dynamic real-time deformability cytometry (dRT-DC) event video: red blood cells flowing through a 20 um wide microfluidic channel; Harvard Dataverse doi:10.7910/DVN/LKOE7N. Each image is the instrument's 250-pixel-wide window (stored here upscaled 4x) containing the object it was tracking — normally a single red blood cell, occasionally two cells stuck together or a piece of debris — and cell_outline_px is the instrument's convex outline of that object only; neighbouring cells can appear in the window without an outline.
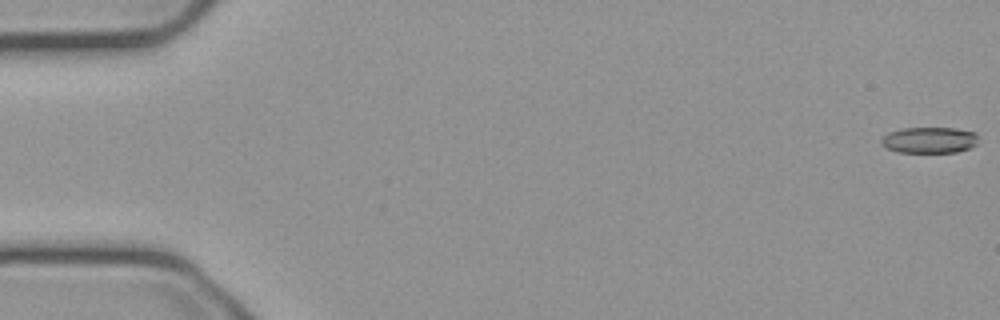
{"species": "common noctule bat (a hibernating species)", "species_latin": "Nyctalus noctula", "temperature_condition": "cold", "stored_images_in_passage": 55, "camera_frame_rate_fps": 3000, "um_per_image_px": 0.085, "animal": {"sex": "male", "body_mass_g": 23.1, "forearm_length_mm": 52.7}, "frame": {"image": 1, "passage_image": 1, "time_ms": 0.0, "image_size_px": [1000, 320], "cell_outline_px": [[976, 144], [968, 148], [956, 152], [896, 152], [880, 144], [880, 140], [888, 132], [900, 128], [956, 128], [976, 132]], "centroid_in_image_um": [78.96, 11.9], "position_along_channel_um": 6.0, "area_um2": 14.74}}
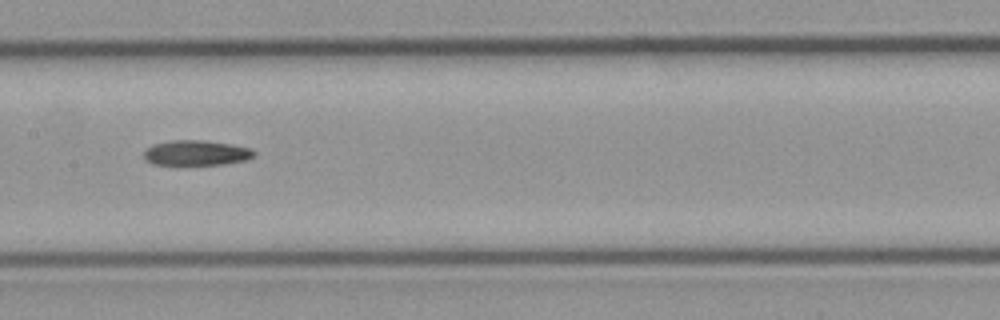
{"frame": {"image": 2, "passage_image": 28, "time_ms": 9.0, "image_size_px": [1000, 320], "cell_outline_px": [[256, 156], [244, 160], [224, 164], [152, 164], [144, 160], [144, 148], [152, 144], [172, 140], [204, 140], [232, 144], [252, 148], [256, 152]], "centroid_in_image_um": [16.67, 12.98], "position_along_channel_um": 190.7, "area_um2": 16.3}}
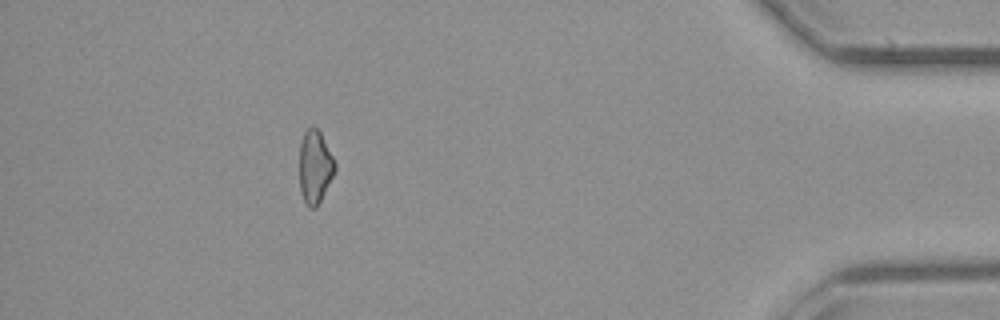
{"frame": {"image": 3, "passage_image": 50, "time_ms": 16.333, "image_size_px": [1000, 320], "cell_outline_px": [[336, 172], [316, 208], [308, 208], [300, 192], [300, 144], [304, 132], [312, 124], [320, 132], [336, 164]], "centroid_in_image_um": [26.77, 14.2], "position_along_channel_um": 408.4, "area_um2": 15.14}}